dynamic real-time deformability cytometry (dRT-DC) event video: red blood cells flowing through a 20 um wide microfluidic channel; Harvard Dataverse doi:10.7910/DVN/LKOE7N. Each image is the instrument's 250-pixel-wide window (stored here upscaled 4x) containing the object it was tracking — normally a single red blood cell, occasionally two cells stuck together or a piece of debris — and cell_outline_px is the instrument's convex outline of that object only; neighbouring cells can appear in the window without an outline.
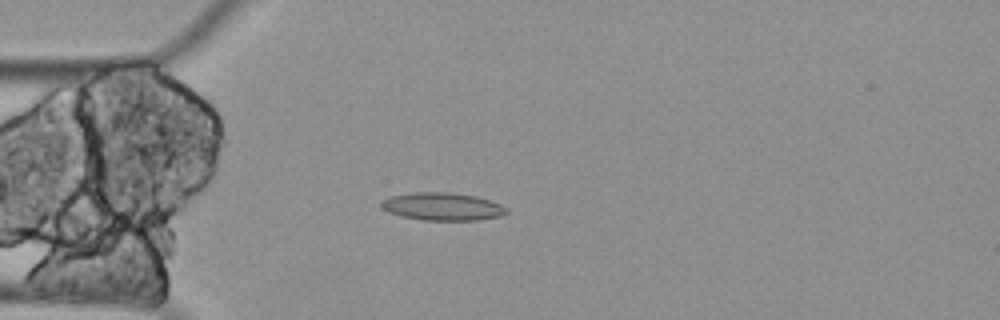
{"species": "Egyptian fruit bat (a non-hibernating species)", "species_latin": "Rousettus aegyptiacus", "temperature_condition": "cold", "stored_images_in_passage": 32, "camera_frame_rate_fps": 3000, "um_per_image_px": 0.085, "animal": {"sex": "female"}, "frame": {"image": 1, "passage_image": 15, "time_ms": 4.667, "image_size_px": [1000, 320], "cell_outline_px": [[508, 212], [500, 216], [480, 220], [420, 220], [400, 216], [388, 212], [380, 204], [384, 200], [392, 196], [412, 192], [448, 192], [476, 196], [500, 204], [508, 208]], "centroid_in_image_um": [37.63, 17.56], "position_along_channel_um": 47.4, "area_um2": 20.23}}
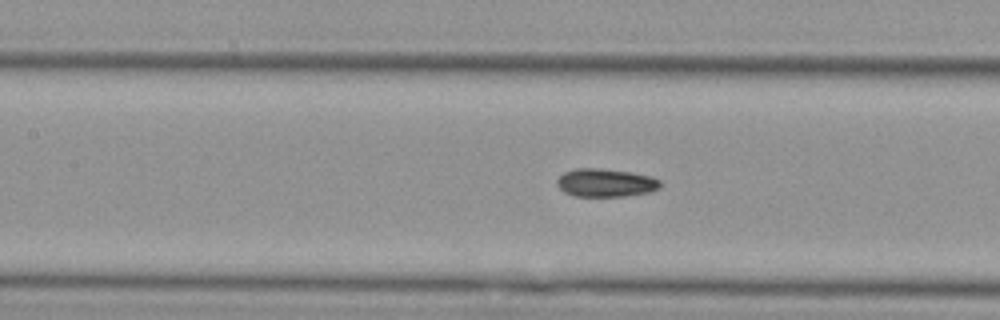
{"frame": {"image": 2, "passage_image": 25, "time_ms": 8.0, "image_size_px": [1000, 320], "cell_outline_px": [[660, 188], [648, 192], [624, 196], [576, 196], [564, 192], [556, 184], [556, 180], [564, 172], [576, 168], [600, 168], [632, 172], [652, 176], [660, 180]], "centroid_in_image_um": [51.47, 15.52], "position_along_channel_um": 155.9, "area_um2": 16.99}}
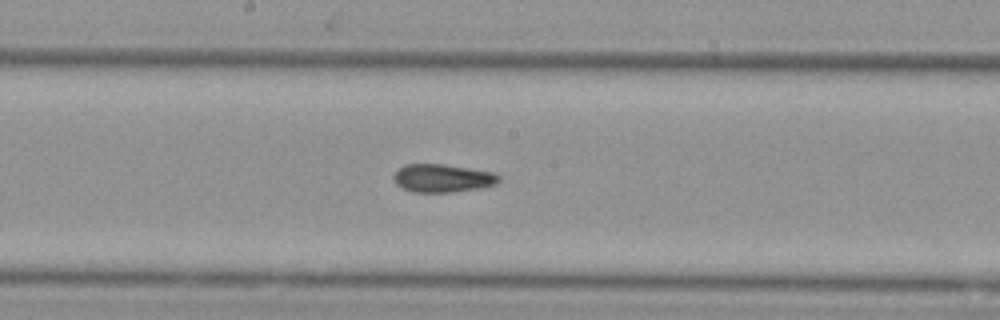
{"frame": {"image": 3, "passage_image": 30, "time_ms": 9.667, "image_size_px": [1000, 320], "cell_outline_px": [[500, 180], [496, 184], [480, 188], [452, 192], [412, 192], [396, 184], [392, 176], [404, 164], [444, 164], [496, 172], [500, 176]], "centroid_in_image_um": [37.64, 15.14], "position_along_channel_um": 210.6, "area_um2": 17.34}}